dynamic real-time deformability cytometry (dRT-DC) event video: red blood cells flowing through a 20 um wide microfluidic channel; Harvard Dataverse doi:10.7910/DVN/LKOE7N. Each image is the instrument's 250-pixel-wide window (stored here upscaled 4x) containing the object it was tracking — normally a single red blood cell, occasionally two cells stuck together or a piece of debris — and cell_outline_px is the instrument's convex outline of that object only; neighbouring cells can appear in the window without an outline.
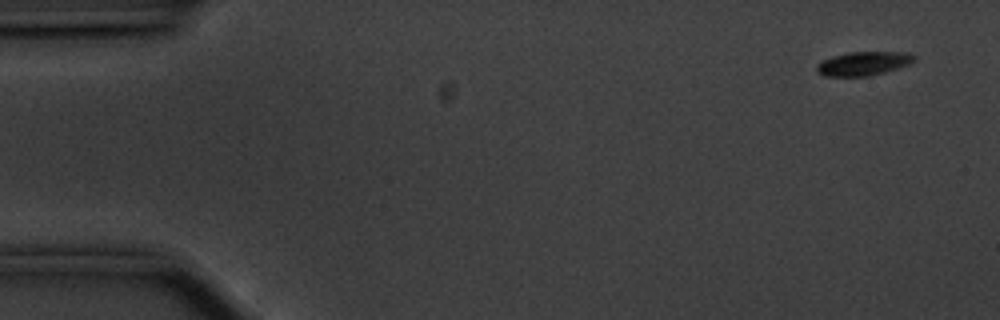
{"species": "common noctule bat (a hibernating species)", "species_latin": "Nyctalus noctula", "temperature_condition": "cold", "stored_images_in_passage": 55, "camera_frame_rate_fps": 3000, "um_per_image_px": 0.085, "animal": {"sex": "male", "body_mass_g": 20.1, "forearm_length_mm": 53.5}, "frame": {"image": 1, "passage_image": 1, "time_ms": 0.0, "image_size_px": [1000, 320], "cell_outline_px": [[916, 56], [908, 64], [884, 72], [868, 76], [824, 76], [816, 72], [816, 64], [820, 60], [832, 56], [848, 52], [908, 52]], "centroid_in_image_um": [73.31, 5.39], "position_along_channel_um": 11.7, "area_um2": 13.53}}
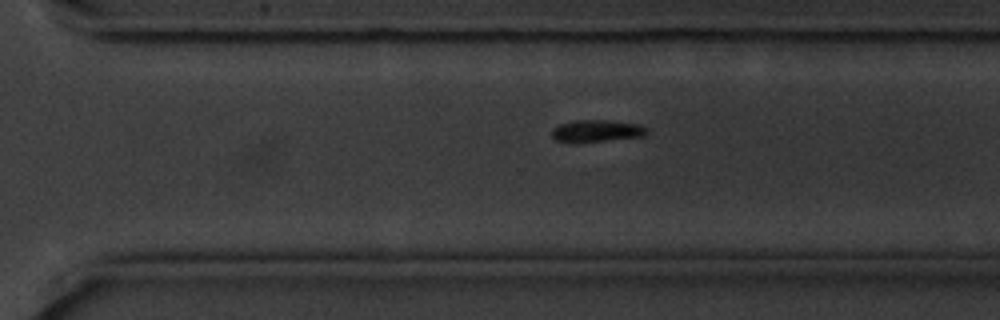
{"frame": {"image": 2, "passage_image": 37, "time_ms": 12.0, "image_size_px": [1000, 320], "cell_outline_px": [[648, 132], [644, 136], [576, 144], [568, 144], [556, 140], [552, 136], [552, 128], [560, 124], [572, 120], [608, 120], [640, 124], [648, 128]], "centroid_in_image_um": [50.68, 11.15], "position_along_channel_um": 319.9, "area_um2": 12.72}}
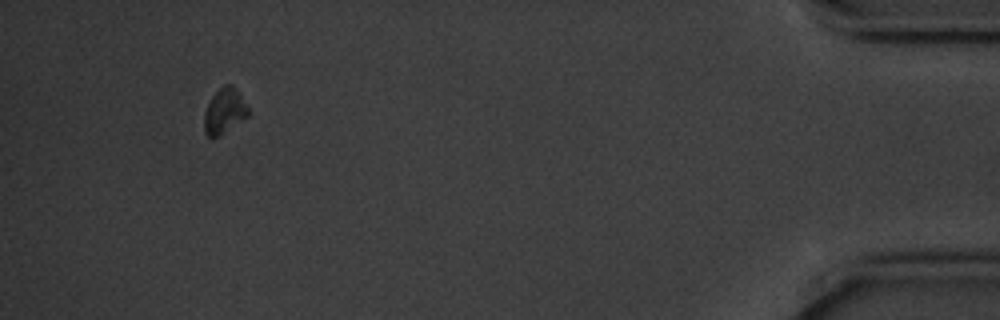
{"frame": {"image": 3, "passage_image": 51, "time_ms": 16.667, "image_size_px": [1000, 320], "cell_outline_px": [[248, 116], [220, 136], [212, 140], [204, 132], [204, 112], [212, 96], [224, 84], [232, 84], [236, 88], [248, 108]], "centroid_in_image_um": [19.05, 9.47], "position_along_channel_um": 416.1, "area_um2": 11.68}}